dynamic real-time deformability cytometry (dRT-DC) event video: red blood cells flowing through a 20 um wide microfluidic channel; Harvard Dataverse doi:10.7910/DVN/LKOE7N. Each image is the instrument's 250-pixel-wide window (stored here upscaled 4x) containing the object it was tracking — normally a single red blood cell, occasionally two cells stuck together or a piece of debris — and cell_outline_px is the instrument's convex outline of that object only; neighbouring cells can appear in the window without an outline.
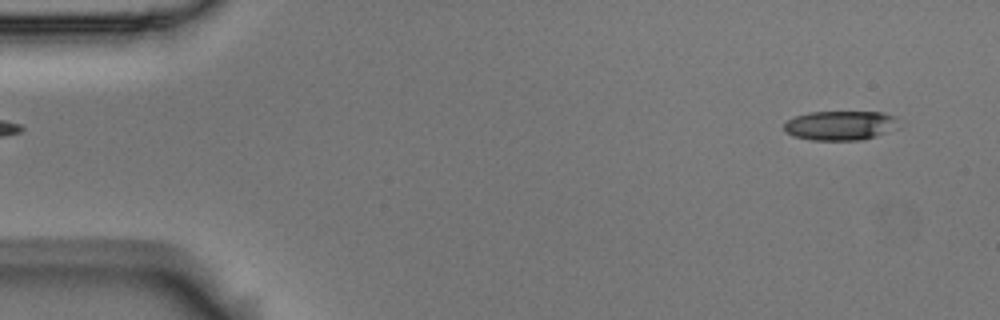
{"species": "Egyptian fruit bat (a non-hibernating species)", "species_latin": "Rousettus aegyptiacus", "temperature_condition": "room temperature", "stored_images_in_passage": 5, "camera_frame_rate_fps": 3000, "um_per_image_px": 0.085, "animal": {"sex": "male"}, "frame": {"image": 1, "passage_image": 1, "time_ms": 0.0, "image_size_px": [1000, 320], "cell_outline_px": [[904, 124], [900, 128], [876, 136], [860, 140], [812, 140], [792, 136], [784, 132], [784, 124], [788, 120], [796, 116], [808, 112], [884, 112], [896, 116]], "centroid_in_image_um": [71.52, 10.66], "position_along_channel_um": 13.5, "area_um2": 20.17}}
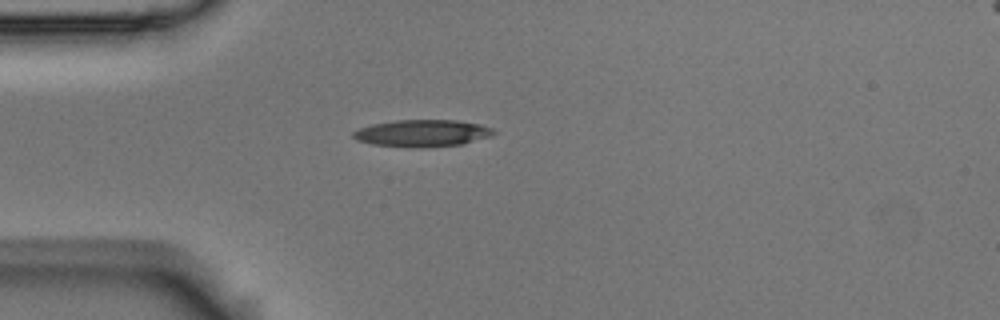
{"frame": {"image": 2, "passage_image": 4, "time_ms": 1.0, "image_size_px": [1000, 320], "cell_outline_px": [[496, 132], [492, 136], [460, 144], [424, 148], [412, 148], [372, 144], [356, 140], [352, 136], [352, 132], [360, 128], [372, 124], [396, 120], [456, 120], [480, 124], [492, 128]], "centroid_in_image_um": [35.88, 11.33], "position_along_channel_um": 49.1, "area_um2": 22.2}}